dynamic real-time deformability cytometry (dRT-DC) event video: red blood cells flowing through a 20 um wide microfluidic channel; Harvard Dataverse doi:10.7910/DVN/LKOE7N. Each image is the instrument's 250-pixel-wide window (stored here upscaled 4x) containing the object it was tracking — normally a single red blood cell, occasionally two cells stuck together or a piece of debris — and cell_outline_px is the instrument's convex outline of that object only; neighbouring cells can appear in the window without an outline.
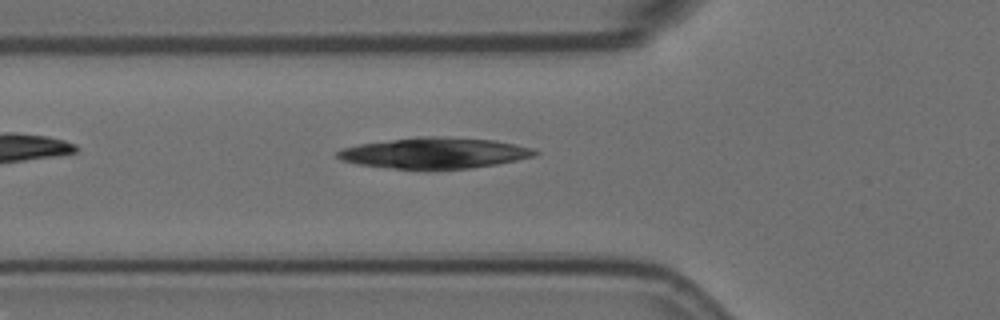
{"species": "Egyptian fruit bat (a non-hibernating species)", "species_latin": "Rousettus aegyptiacus", "temperature_condition": "room temperature", "stored_images_in_passage": 5, "camera_frame_rate_fps": 3000, "um_per_image_px": 0.085, "animal": {"sex": "female"}, "frame": {"image": 1, "passage_image": 5, "time_ms": 1.333, "image_size_px": [1000, 320], "cell_outline_px": [[540, 152], [532, 156], [516, 160], [496, 164], [472, 168], [428, 172], [392, 168], [360, 164], [340, 160], [336, 156], [336, 152], [344, 148], [360, 144], [420, 136], [436, 136], [496, 140], [516, 144], [532, 148]], "centroid_in_image_um": [36.95, 13.04], "position_along_channel_um": 88.9, "area_um2": 36.13}}